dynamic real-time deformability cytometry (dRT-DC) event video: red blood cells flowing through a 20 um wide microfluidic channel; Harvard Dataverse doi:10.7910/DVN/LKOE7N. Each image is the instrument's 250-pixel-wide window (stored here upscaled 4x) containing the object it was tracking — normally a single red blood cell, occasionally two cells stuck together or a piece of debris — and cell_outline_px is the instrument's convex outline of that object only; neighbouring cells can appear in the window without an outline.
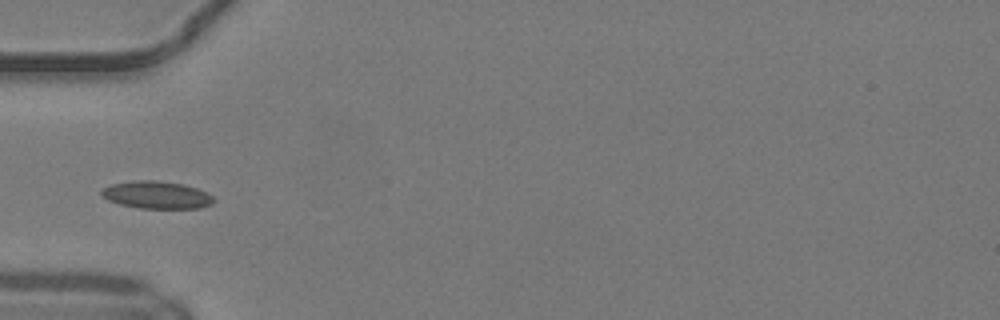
{"species": "common noctule bat (a hibernating species)", "species_latin": "Nyctalus noctula", "temperature_condition": "warm", "stored_images_in_passage": 32, "camera_frame_rate_fps": 3000, "um_per_image_px": 0.085, "animal": {"sex": "male", "body_mass_g": 19.2, "forearm_length_mm": 51.8}, "frame": {"image": 1, "passage_image": 1, "time_ms": 0.0, "image_size_px": [1000, 320], "cell_outline_px": [[216, 200], [212, 204], [200, 208], [140, 208], [120, 204], [108, 200], [100, 192], [104, 188], [112, 184], [140, 180], [156, 180], [184, 184], [196, 188], [212, 196]], "centroid_in_image_um": [13.34, 16.57], "position_along_channel_um": 71.7, "area_um2": 17.74}, "authors_computed_cell_mechanics": {"area_um2": 16.3285, "velocity_mm_per_s": 4.1601, "shape_relaxation_time_tau1_ms": 8.4732, "shape_relaxation_time_tau2_ms": 2.8903, "deformation_change_tau1": 0.1371, "deformation_change_tau2": 0.0721}}